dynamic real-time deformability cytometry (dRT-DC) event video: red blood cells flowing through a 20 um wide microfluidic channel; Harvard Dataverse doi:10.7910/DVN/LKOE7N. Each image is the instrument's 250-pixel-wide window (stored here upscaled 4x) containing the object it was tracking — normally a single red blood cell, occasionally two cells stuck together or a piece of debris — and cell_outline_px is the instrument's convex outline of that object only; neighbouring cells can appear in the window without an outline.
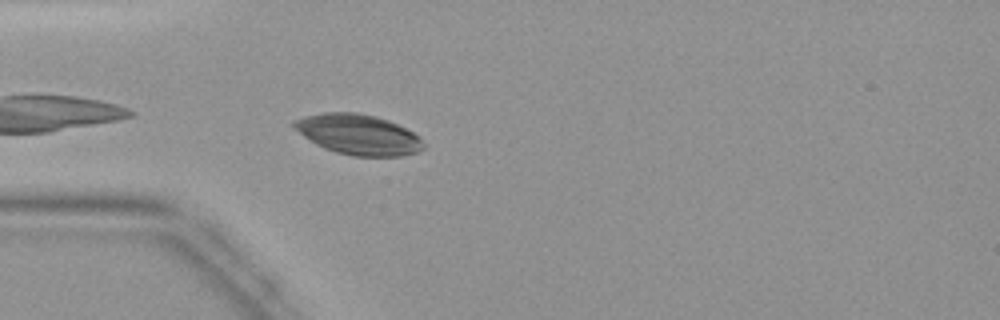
{"species": "common noctule bat (a hibernating species)", "species_latin": "Nyctalus noctula", "temperature_condition": "warm", "stored_images_in_passage": 31, "camera_frame_rate_fps": 3000, "um_per_image_px": 0.085, "animal": {"sex": "female", "body_mass_g": 19.9}, "frame": {"image": 1, "passage_image": 2, "time_ms": 0.333, "image_size_px": [1000, 320], "cell_outline_px": [[424, 148], [420, 152], [400, 156], [352, 156], [336, 152], [324, 148], [316, 144], [292, 128], [288, 124], [292, 120], [304, 116], [324, 112], [356, 112], [376, 116], [388, 120], [420, 136], [424, 144]], "centroid_in_image_um": [30.42, 11.43], "position_along_channel_um": 54.6, "area_um2": 30.69}}
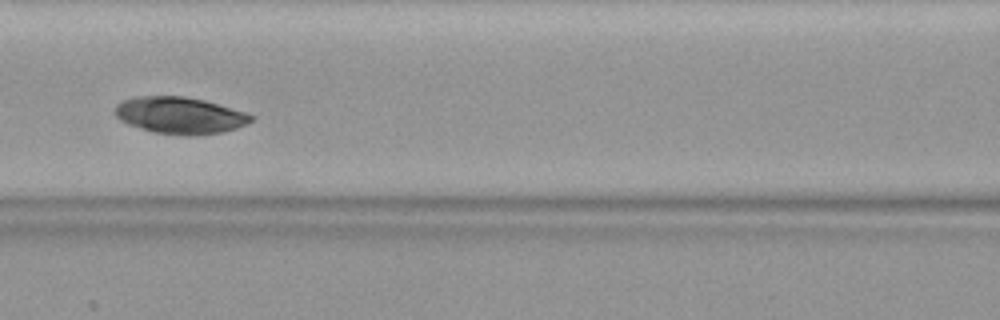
{"frame": {"image": 2, "passage_image": 9, "time_ms": 2.667, "image_size_px": [1000, 320], "cell_outline_px": [[256, 116], [248, 124], [236, 128], [220, 132], [196, 136], [188, 136], [152, 132], [128, 124], [120, 120], [116, 116], [116, 104], [124, 100], [136, 96], [184, 96], [204, 100], [244, 112]], "centroid_in_image_um": [15.29, 9.81], "position_along_channel_um": 151.3, "area_um2": 29.13}}
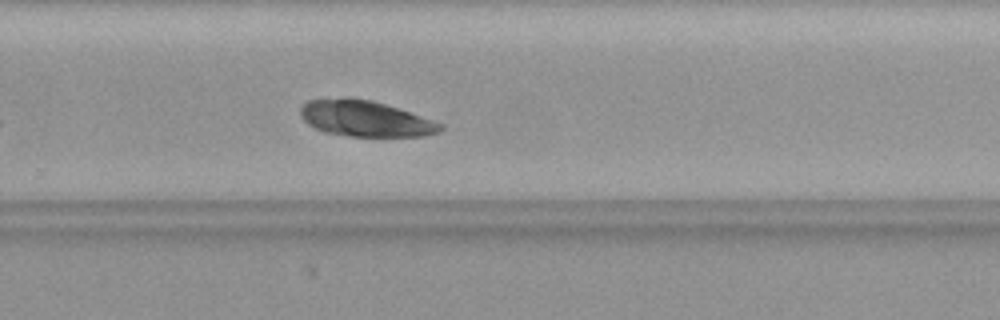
{"frame": {"image": 3, "passage_image": 19, "time_ms": 6.0, "image_size_px": [1000, 320], "cell_outline_px": [[444, 128], [440, 132], [424, 136], [348, 136], [324, 132], [308, 124], [300, 116], [300, 108], [308, 100], [372, 100], [444, 124]], "centroid_in_image_um": [31.08, 10.13], "position_along_channel_um": 298.7, "area_um2": 28.38}}